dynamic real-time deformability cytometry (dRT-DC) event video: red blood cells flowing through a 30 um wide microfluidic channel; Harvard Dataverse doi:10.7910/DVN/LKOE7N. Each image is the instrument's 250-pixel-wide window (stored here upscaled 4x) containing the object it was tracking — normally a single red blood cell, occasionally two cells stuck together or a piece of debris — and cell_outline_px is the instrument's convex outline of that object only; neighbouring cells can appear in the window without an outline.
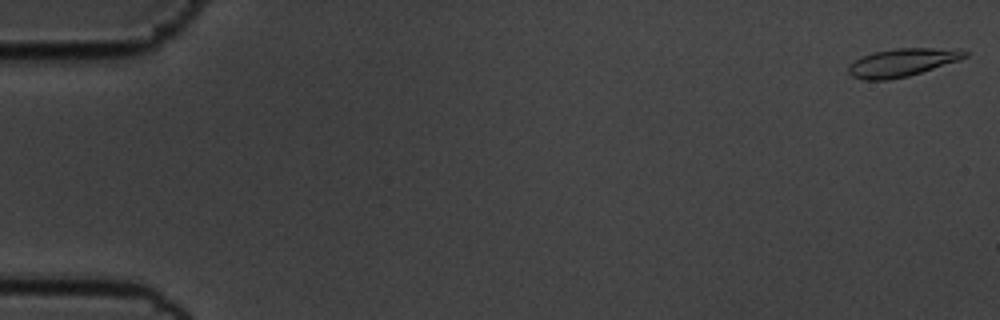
{"species": "common noctule bat (a hibernating species)", "species_latin": "Nyctalus noctula", "temperature_condition": "cold", "stored_images_in_passage": 44, "camera_frame_rate_fps": 3000, "um_per_image_px": 0.085, "animal": {"sex": "male", "body_mass_g": 19.5, "forearm_length_mm": 54.6}, "frame": {"image": 1, "passage_image": 1, "time_ms": 0.0, "image_size_px": [1000, 320], "cell_outline_px": [[968, 56], [960, 60], [908, 76], [888, 80], [864, 80], [852, 76], [848, 72], [848, 68], [856, 60], [872, 52], [896, 48], [932, 48], [968, 52]], "centroid_in_image_um": [76.66, 5.32], "position_along_channel_um": 8.3, "area_um2": 18.61}}
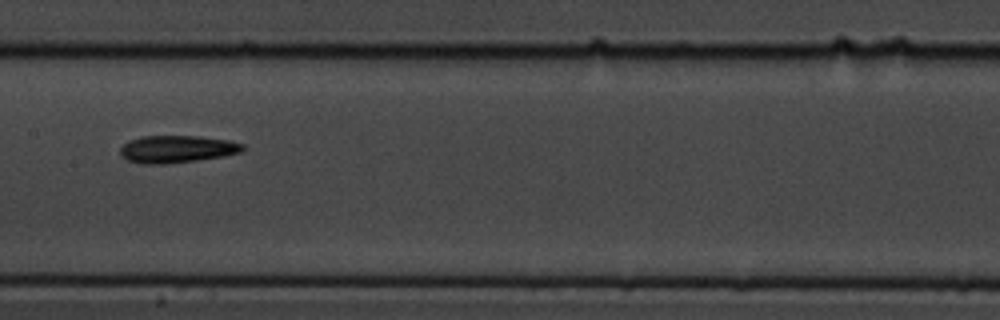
{"frame": {"image": 2, "passage_image": 29, "time_ms": 9.333, "image_size_px": [1000, 320], "cell_outline_px": [[244, 148], [240, 152], [224, 156], [196, 160], [164, 164], [144, 164], [128, 160], [120, 156], [120, 148], [128, 140], [140, 136], [200, 136], [228, 140], [244, 144]], "centroid_in_image_um": [15.01, 12.66], "position_along_channel_um": 192.4, "area_um2": 19.54}}
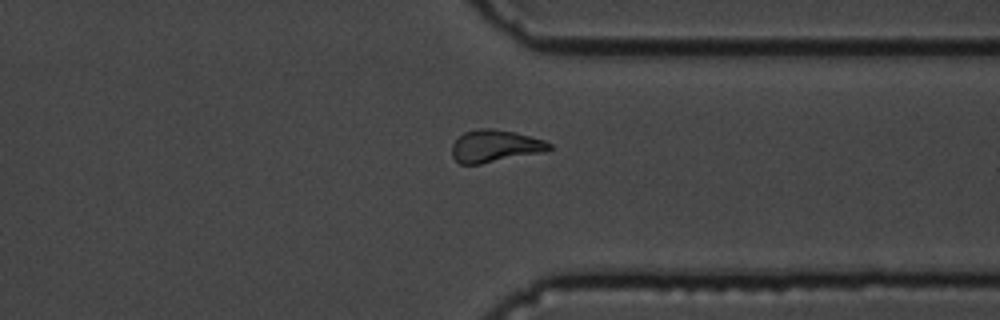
{"frame": {"image": 3, "passage_image": 44, "time_ms": 14.333, "image_size_px": [1000, 320], "cell_outline_px": [[552, 148], [544, 152], [480, 164], [460, 164], [452, 156], [452, 144], [464, 132], [480, 128], [492, 128], [512, 132], [544, 140], [552, 144]], "centroid_in_image_um": [42.07, 12.42], "position_along_channel_um": 369.3, "area_um2": 18.15}, "authors_computed_cell_mechanics": {"area_um2": 18.6116, "velocity_mm_per_s": 3.5453, "shape_relaxation_time_tau1_ms": 3.9717, "shape_relaxation_time_tau2_ms": 8.12, "deformation_change_tau1": 0.1667, "deformation_change_tau2": 0.1417}}